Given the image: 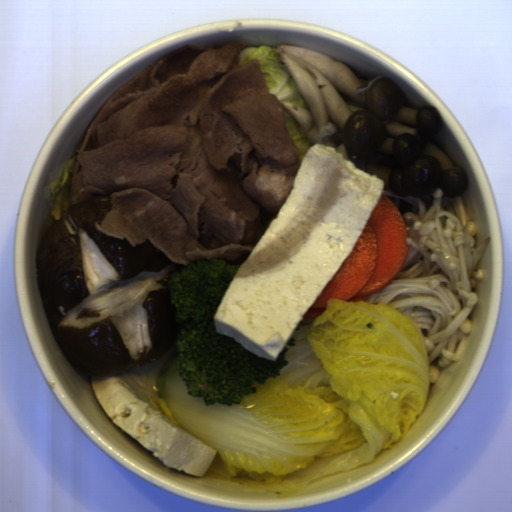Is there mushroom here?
<instances>
[{
    "label": "mushroom",
    "instance_id": "1",
    "mask_svg": "<svg viewBox=\"0 0 512 512\" xmlns=\"http://www.w3.org/2000/svg\"><path fill=\"white\" fill-rule=\"evenodd\" d=\"M109 195L71 205L37 251L38 289L49 328L73 367L108 377L149 365L177 342L180 324L169 293L181 268L148 239L138 247L109 237L95 222Z\"/></svg>",
    "mask_w": 512,
    "mask_h": 512
}]
</instances>
